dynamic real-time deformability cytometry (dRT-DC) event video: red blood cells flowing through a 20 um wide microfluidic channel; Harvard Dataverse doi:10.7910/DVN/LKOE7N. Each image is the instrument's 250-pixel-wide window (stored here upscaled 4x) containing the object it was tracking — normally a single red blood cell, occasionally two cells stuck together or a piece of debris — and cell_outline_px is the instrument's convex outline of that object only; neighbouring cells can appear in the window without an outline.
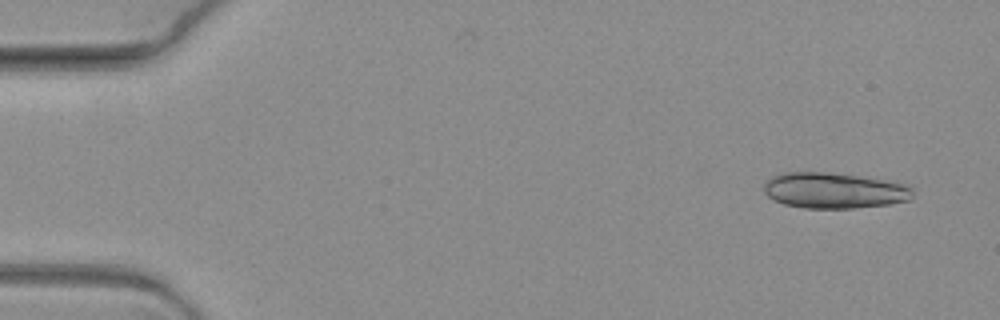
{"species": "common noctule bat (a hibernating species)", "species_latin": "Nyctalus noctula", "temperature_condition": "warm", "stored_images_in_passage": 7, "camera_frame_rate_fps": 3000, "um_per_image_px": 0.085, "animal": {"sex": "female", "body_mass_g": 19.3, "forearm_length_mm": 54.1}, "frame": {"image": 1, "passage_image": 2, "time_ms": 0.333, "image_size_px": [1000, 320], "cell_outline_px": [[912, 196], [908, 200], [888, 204], [852, 208], [804, 208], [784, 204], [768, 196], [764, 192], [764, 184], [772, 176], [780, 172], [828, 172], [912, 184]], "centroid_in_image_um": [70.9, 16.18], "position_along_channel_um": 14.1, "area_um2": 30.98}}